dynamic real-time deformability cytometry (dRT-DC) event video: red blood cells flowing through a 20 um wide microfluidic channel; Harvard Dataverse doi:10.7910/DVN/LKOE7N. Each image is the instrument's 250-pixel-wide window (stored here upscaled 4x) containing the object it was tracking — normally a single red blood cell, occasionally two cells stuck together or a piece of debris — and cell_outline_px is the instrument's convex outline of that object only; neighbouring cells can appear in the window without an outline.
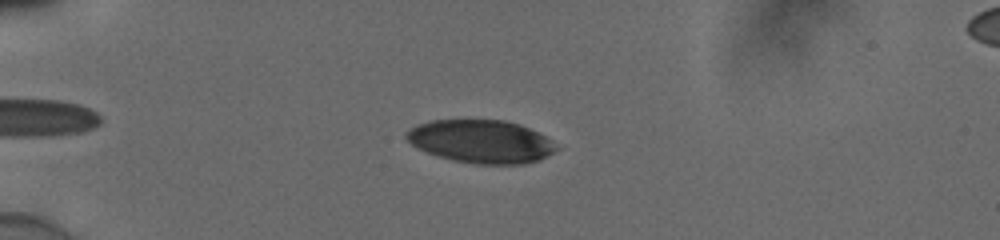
{"species": "human", "species_latin": "Homo sapiens", "temperature_condition": "cold", "stored_images_in_passage": 43, "camera_frame_rate_fps": 3000, "um_per_image_px": 0.085, "donor": {"sex": "male"}, "frame": {"image": 1, "passage_image": 9, "time_ms": 2.667, "image_size_px": [1000, 240], "cell_outline_px": [[560, 148], [540, 160], [524, 164], [476, 164], [452, 160], [428, 152], [412, 144], [404, 136], [404, 132], [408, 128], [416, 124], [428, 120], [504, 120], [520, 124], [552, 140]], "centroid_in_image_um": [40.88, 12.02], "position_along_channel_um": 44.1, "area_um2": 37.74}}
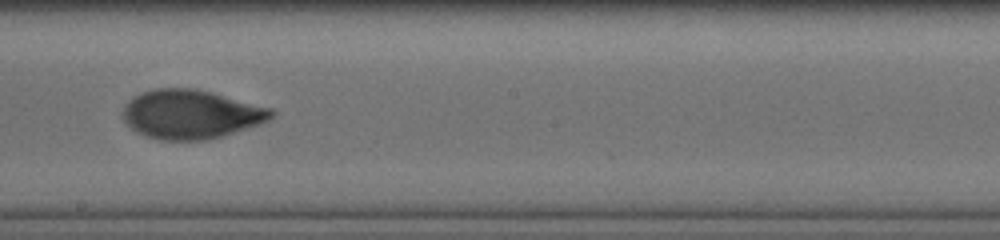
{"frame": {"image": 2, "passage_image": 27, "time_ms": 8.667, "image_size_px": [1000, 240], "cell_outline_px": [[276, 112], [268, 120], [260, 124], [224, 136], [208, 140], [160, 140], [144, 136], [132, 128], [120, 116], [124, 104], [132, 96], [156, 88], [196, 88], [212, 92], [272, 108]], "centroid_in_image_um": [16.21, 9.71], "position_along_channel_um": 232.0, "area_um2": 42.77}}
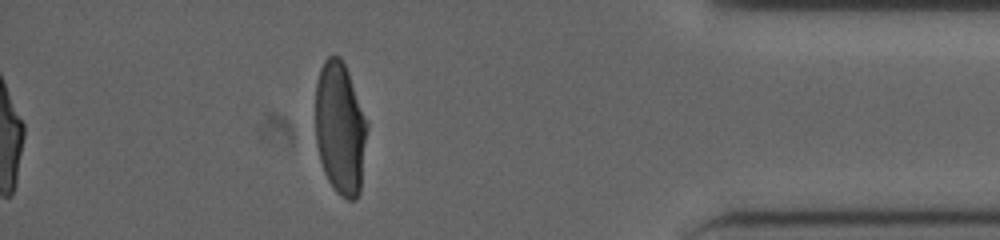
{"frame": {"image": 3, "passage_image": 43, "time_ms": 14.0, "image_size_px": [1000, 240], "cell_outline_px": [[368, 128], [360, 192], [356, 200], [348, 200], [340, 196], [336, 192], [328, 180], [324, 172], [320, 160], [316, 144], [316, 80], [320, 68], [324, 60], [328, 56], [340, 56], [348, 72], [368, 124]], "centroid_in_image_um": [28.91, 10.93], "position_along_channel_um": 406.3, "area_um2": 40.17}, "authors_computed_cell_mechanics": {"area_um2": 41.0958, "velocity_mm_per_s": 3.8714, "shape_relaxation_time_tau1_ms": 4.8652, "shape_relaxation_time_tau2_ms": 1.011, "deformation_change_tau1": 0.1938, "deformation_change_tau2": 0.0542}}